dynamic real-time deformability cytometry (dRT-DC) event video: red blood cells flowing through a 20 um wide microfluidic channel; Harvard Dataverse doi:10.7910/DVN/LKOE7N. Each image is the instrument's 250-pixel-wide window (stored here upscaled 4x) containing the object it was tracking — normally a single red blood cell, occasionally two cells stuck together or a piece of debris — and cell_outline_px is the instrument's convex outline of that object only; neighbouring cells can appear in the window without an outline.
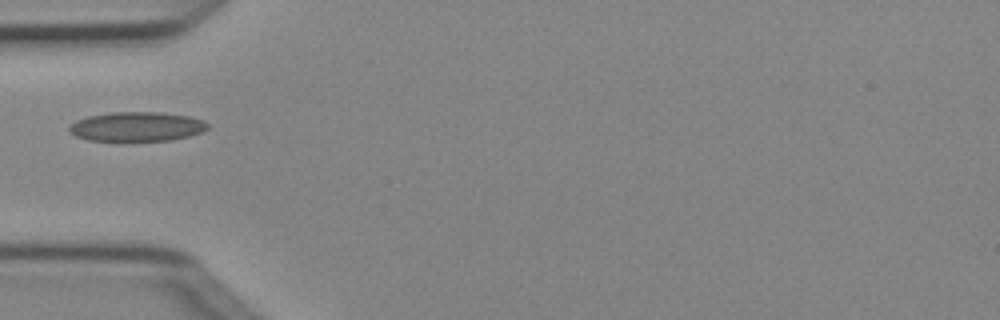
{"species": "Egyptian fruit bat (a non-hibernating species)", "species_latin": "Rousettus aegyptiacus", "temperature_condition": "cold", "stored_images_in_passage": 1, "camera_frame_rate_fps": 3000, "um_per_image_px": 0.085, "animal": {"sex": "female"}, "frame": {"image": 1, "passage_image": 1, "time_ms": 0.0, "image_size_px": [1000, 320], "cell_outline_px": [[208, 128], [204, 132], [172, 140], [88, 140], [76, 136], [68, 132], [68, 128], [76, 120], [88, 116], [112, 112], [160, 112], [188, 116], [204, 120], [208, 124]], "centroid_in_image_um": [11.64, 10.75], "position_along_channel_um": 73.4, "area_um2": 23.64}}